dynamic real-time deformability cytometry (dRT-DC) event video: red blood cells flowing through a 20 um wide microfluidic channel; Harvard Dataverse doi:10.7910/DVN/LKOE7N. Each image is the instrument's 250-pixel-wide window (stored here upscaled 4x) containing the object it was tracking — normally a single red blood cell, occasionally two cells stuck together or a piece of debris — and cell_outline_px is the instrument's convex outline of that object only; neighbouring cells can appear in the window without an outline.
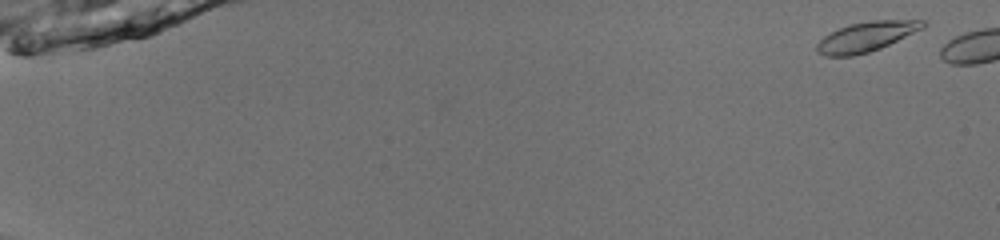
{"species": "common noctule bat (a hibernating species)", "species_latin": "Nyctalus noctula", "temperature_condition": "room temperature", "stored_images_in_passage": 6, "camera_frame_rate_fps": 3000, "um_per_image_px": 0.085, "animal": {"sex": "male", "body_mass_g": 13.0, "forearm_length_mm": 53.1}, "frame": {"image": 1, "passage_image": 2, "time_ms": 0.333, "image_size_px": [1000, 240], "cell_outline_px": [[924, 28], [880, 48], [868, 52], [852, 56], [824, 56], [816, 52], [816, 44], [824, 36], [848, 24], [872, 20], [924, 20]], "centroid_in_image_um": [73.6, 3.12], "position_along_channel_um": 11.4, "area_um2": 18.26}}